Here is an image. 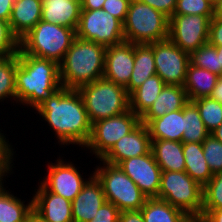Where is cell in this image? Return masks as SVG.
I'll return each mask as SVG.
<instances>
[{"label":"cell","mask_w":222,"mask_h":222,"mask_svg":"<svg viewBox=\"0 0 222 222\" xmlns=\"http://www.w3.org/2000/svg\"><path fill=\"white\" fill-rule=\"evenodd\" d=\"M57 136L61 145L76 144L84 148L91 134L84 101L77 89L60 87L36 109Z\"/></svg>","instance_id":"6da1fadb"},{"label":"cell","mask_w":222,"mask_h":222,"mask_svg":"<svg viewBox=\"0 0 222 222\" xmlns=\"http://www.w3.org/2000/svg\"><path fill=\"white\" fill-rule=\"evenodd\" d=\"M15 72L16 104L36 109L61 85L59 64L46 58L17 53Z\"/></svg>","instance_id":"7a4b0ae2"},{"label":"cell","mask_w":222,"mask_h":222,"mask_svg":"<svg viewBox=\"0 0 222 222\" xmlns=\"http://www.w3.org/2000/svg\"><path fill=\"white\" fill-rule=\"evenodd\" d=\"M106 48L76 36L59 64L62 87L78 89L102 78Z\"/></svg>","instance_id":"3957f363"},{"label":"cell","mask_w":222,"mask_h":222,"mask_svg":"<svg viewBox=\"0 0 222 222\" xmlns=\"http://www.w3.org/2000/svg\"><path fill=\"white\" fill-rule=\"evenodd\" d=\"M75 37V29L41 20L19 40V49L60 64Z\"/></svg>","instance_id":"277c9868"},{"label":"cell","mask_w":222,"mask_h":222,"mask_svg":"<svg viewBox=\"0 0 222 222\" xmlns=\"http://www.w3.org/2000/svg\"><path fill=\"white\" fill-rule=\"evenodd\" d=\"M84 101L89 121L92 123L120 115L129 108L126 88L104 77L77 89Z\"/></svg>","instance_id":"5b68a950"},{"label":"cell","mask_w":222,"mask_h":222,"mask_svg":"<svg viewBox=\"0 0 222 222\" xmlns=\"http://www.w3.org/2000/svg\"><path fill=\"white\" fill-rule=\"evenodd\" d=\"M123 32L125 41L133 44L163 41L169 37V18L139 0H131Z\"/></svg>","instance_id":"8992f818"},{"label":"cell","mask_w":222,"mask_h":222,"mask_svg":"<svg viewBox=\"0 0 222 222\" xmlns=\"http://www.w3.org/2000/svg\"><path fill=\"white\" fill-rule=\"evenodd\" d=\"M102 162L92 171L101 182L107 202L120 211L140 210L147 199L135 182L118 165Z\"/></svg>","instance_id":"52a82bcc"},{"label":"cell","mask_w":222,"mask_h":222,"mask_svg":"<svg viewBox=\"0 0 222 222\" xmlns=\"http://www.w3.org/2000/svg\"><path fill=\"white\" fill-rule=\"evenodd\" d=\"M158 199L170 203L187 216L202 215L203 187L185 171H162Z\"/></svg>","instance_id":"ba28073f"},{"label":"cell","mask_w":222,"mask_h":222,"mask_svg":"<svg viewBox=\"0 0 222 222\" xmlns=\"http://www.w3.org/2000/svg\"><path fill=\"white\" fill-rule=\"evenodd\" d=\"M140 122V117L130 109L120 115L98 120L92 123L91 134L84 147L90 149L98 160L102 159L117 141Z\"/></svg>","instance_id":"9c48e42d"},{"label":"cell","mask_w":222,"mask_h":222,"mask_svg":"<svg viewBox=\"0 0 222 222\" xmlns=\"http://www.w3.org/2000/svg\"><path fill=\"white\" fill-rule=\"evenodd\" d=\"M76 36L105 47L125 41L123 23L103 9L81 10Z\"/></svg>","instance_id":"30bf717a"},{"label":"cell","mask_w":222,"mask_h":222,"mask_svg":"<svg viewBox=\"0 0 222 222\" xmlns=\"http://www.w3.org/2000/svg\"><path fill=\"white\" fill-rule=\"evenodd\" d=\"M214 16L172 15L169 18V39L188 54L208 43L210 20Z\"/></svg>","instance_id":"8fae6325"},{"label":"cell","mask_w":222,"mask_h":222,"mask_svg":"<svg viewBox=\"0 0 222 222\" xmlns=\"http://www.w3.org/2000/svg\"><path fill=\"white\" fill-rule=\"evenodd\" d=\"M156 74L166 85L183 86L190 54L177 47L169 38L153 42Z\"/></svg>","instance_id":"7c38bea8"},{"label":"cell","mask_w":222,"mask_h":222,"mask_svg":"<svg viewBox=\"0 0 222 222\" xmlns=\"http://www.w3.org/2000/svg\"><path fill=\"white\" fill-rule=\"evenodd\" d=\"M65 162L58 157L56 163H48L47 176L40 183L49 192L72 202L88 180L82 178L80 171L72 162Z\"/></svg>","instance_id":"4fadbf2b"},{"label":"cell","mask_w":222,"mask_h":222,"mask_svg":"<svg viewBox=\"0 0 222 222\" xmlns=\"http://www.w3.org/2000/svg\"><path fill=\"white\" fill-rule=\"evenodd\" d=\"M118 166L140 188L147 198H158L161 168L152 151L148 154L121 161Z\"/></svg>","instance_id":"5bb4252c"},{"label":"cell","mask_w":222,"mask_h":222,"mask_svg":"<svg viewBox=\"0 0 222 222\" xmlns=\"http://www.w3.org/2000/svg\"><path fill=\"white\" fill-rule=\"evenodd\" d=\"M133 66V43L123 41L106 48L103 73L105 79L126 88L133 72Z\"/></svg>","instance_id":"9a60e30c"},{"label":"cell","mask_w":222,"mask_h":222,"mask_svg":"<svg viewBox=\"0 0 222 222\" xmlns=\"http://www.w3.org/2000/svg\"><path fill=\"white\" fill-rule=\"evenodd\" d=\"M151 151V138L146 124L139 123L129 134L123 136L101 159L118 165L121 161L148 154Z\"/></svg>","instance_id":"2e32d148"},{"label":"cell","mask_w":222,"mask_h":222,"mask_svg":"<svg viewBox=\"0 0 222 222\" xmlns=\"http://www.w3.org/2000/svg\"><path fill=\"white\" fill-rule=\"evenodd\" d=\"M39 184L32 198L33 213L44 222H73L71 201Z\"/></svg>","instance_id":"e0dca14e"},{"label":"cell","mask_w":222,"mask_h":222,"mask_svg":"<svg viewBox=\"0 0 222 222\" xmlns=\"http://www.w3.org/2000/svg\"><path fill=\"white\" fill-rule=\"evenodd\" d=\"M106 201L101 182L94 173L90 174L83 189L71 202L73 222L91 221Z\"/></svg>","instance_id":"ac0fdd59"},{"label":"cell","mask_w":222,"mask_h":222,"mask_svg":"<svg viewBox=\"0 0 222 222\" xmlns=\"http://www.w3.org/2000/svg\"><path fill=\"white\" fill-rule=\"evenodd\" d=\"M189 102L186 90L181 85H165L154 103L140 117L143 124H148L151 120L162 117L168 112L183 109Z\"/></svg>","instance_id":"d6986e66"},{"label":"cell","mask_w":222,"mask_h":222,"mask_svg":"<svg viewBox=\"0 0 222 222\" xmlns=\"http://www.w3.org/2000/svg\"><path fill=\"white\" fill-rule=\"evenodd\" d=\"M81 0H42L41 20L77 30Z\"/></svg>","instance_id":"ffe728a7"},{"label":"cell","mask_w":222,"mask_h":222,"mask_svg":"<svg viewBox=\"0 0 222 222\" xmlns=\"http://www.w3.org/2000/svg\"><path fill=\"white\" fill-rule=\"evenodd\" d=\"M42 18V0H15L9 19L12 33L20 40Z\"/></svg>","instance_id":"44dd1931"},{"label":"cell","mask_w":222,"mask_h":222,"mask_svg":"<svg viewBox=\"0 0 222 222\" xmlns=\"http://www.w3.org/2000/svg\"><path fill=\"white\" fill-rule=\"evenodd\" d=\"M151 151L161 171H185L183 142L151 139Z\"/></svg>","instance_id":"7402d4cb"},{"label":"cell","mask_w":222,"mask_h":222,"mask_svg":"<svg viewBox=\"0 0 222 222\" xmlns=\"http://www.w3.org/2000/svg\"><path fill=\"white\" fill-rule=\"evenodd\" d=\"M146 126L151 139L182 142L184 107L177 111L168 112L160 118L153 119Z\"/></svg>","instance_id":"603a6c76"},{"label":"cell","mask_w":222,"mask_h":222,"mask_svg":"<svg viewBox=\"0 0 222 222\" xmlns=\"http://www.w3.org/2000/svg\"><path fill=\"white\" fill-rule=\"evenodd\" d=\"M155 74L153 43L134 44V66L131 78L126 87L127 93L130 94L142 85L146 79Z\"/></svg>","instance_id":"cb8c5ba5"},{"label":"cell","mask_w":222,"mask_h":222,"mask_svg":"<svg viewBox=\"0 0 222 222\" xmlns=\"http://www.w3.org/2000/svg\"><path fill=\"white\" fill-rule=\"evenodd\" d=\"M218 78L219 75L190 63L183 84L188 100L193 101L200 97H209L216 86Z\"/></svg>","instance_id":"d4e9b609"},{"label":"cell","mask_w":222,"mask_h":222,"mask_svg":"<svg viewBox=\"0 0 222 222\" xmlns=\"http://www.w3.org/2000/svg\"><path fill=\"white\" fill-rule=\"evenodd\" d=\"M166 84L157 74L146 79L129 94V108L141 117L154 103Z\"/></svg>","instance_id":"484cf974"},{"label":"cell","mask_w":222,"mask_h":222,"mask_svg":"<svg viewBox=\"0 0 222 222\" xmlns=\"http://www.w3.org/2000/svg\"><path fill=\"white\" fill-rule=\"evenodd\" d=\"M185 172L204 187L213 177L203 155L202 143H183Z\"/></svg>","instance_id":"4316f807"},{"label":"cell","mask_w":222,"mask_h":222,"mask_svg":"<svg viewBox=\"0 0 222 222\" xmlns=\"http://www.w3.org/2000/svg\"><path fill=\"white\" fill-rule=\"evenodd\" d=\"M0 185V222H26L33 213V200H22Z\"/></svg>","instance_id":"83f0119b"},{"label":"cell","mask_w":222,"mask_h":222,"mask_svg":"<svg viewBox=\"0 0 222 222\" xmlns=\"http://www.w3.org/2000/svg\"><path fill=\"white\" fill-rule=\"evenodd\" d=\"M140 211L144 222H183L187 217L183 211L158 198H147Z\"/></svg>","instance_id":"f1b7e54d"},{"label":"cell","mask_w":222,"mask_h":222,"mask_svg":"<svg viewBox=\"0 0 222 222\" xmlns=\"http://www.w3.org/2000/svg\"><path fill=\"white\" fill-rule=\"evenodd\" d=\"M183 130V143H202L210 135V132L206 129L204 122L200 117V112L197 106L192 101H189L184 106Z\"/></svg>","instance_id":"f546056e"},{"label":"cell","mask_w":222,"mask_h":222,"mask_svg":"<svg viewBox=\"0 0 222 222\" xmlns=\"http://www.w3.org/2000/svg\"><path fill=\"white\" fill-rule=\"evenodd\" d=\"M17 63V54L0 57V102L7 98L16 102L15 72Z\"/></svg>","instance_id":"4dcf8cb0"},{"label":"cell","mask_w":222,"mask_h":222,"mask_svg":"<svg viewBox=\"0 0 222 222\" xmlns=\"http://www.w3.org/2000/svg\"><path fill=\"white\" fill-rule=\"evenodd\" d=\"M200 112L206 129L211 133L222 124V103L209 97H200L192 101Z\"/></svg>","instance_id":"1f68e13d"},{"label":"cell","mask_w":222,"mask_h":222,"mask_svg":"<svg viewBox=\"0 0 222 222\" xmlns=\"http://www.w3.org/2000/svg\"><path fill=\"white\" fill-rule=\"evenodd\" d=\"M190 63L219 75V56L216 47L209 43L190 54Z\"/></svg>","instance_id":"d6a6232c"},{"label":"cell","mask_w":222,"mask_h":222,"mask_svg":"<svg viewBox=\"0 0 222 222\" xmlns=\"http://www.w3.org/2000/svg\"><path fill=\"white\" fill-rule=\"evenodd\" d=\"M222 208V172L214 174L203 187V209L216 210Z\"/></svg>","instance_id":"836d02e7"},{"label":"cell","mask_w":222,"mask_h":222,"mask_svg":"<svg viewBox=\"0 0 222 222\" xmlns=\"http://www.w3.org/2000/svg\"><path fill=\"white\" fill-rule=\"evenodd\" d=\"M203 155L212 174L222 172V143L210 134L203 142Z\"/></svg>","instance_id":"e575fe53"},{"label":"cell","mask_w":222,"mask_h":222,"mask_svg":"<svg viewBox=\"0 0 222 222\" xmlns=\"http://www.w3.org/2000/svg\"><path fill=\"white\" fill-rule=\"evenodd\" d=\"M214 8L209 0H177L173 15L214 16Z\"/></svg>","instance_id":"d590c367"},{"label":"cell","mask_w":222,"mask_h":222,"mask_svg":"<svg viewBox=\"0 0 222 222\" xmlns=\"http://www.w3.org/2000/svg\"><path fill=\"white\" fill-rule=\"evenodd\" d=\"M19 51V39L12 33L7 21L0 19V57L15 55Z\"/></svg>","instance_id":"8d00e7d4"},{"label":"cell","mask_w":222,"mask_h":222,"mask_svg":"<svg viewBox=\"0 0 222 222\" xmlns=\"http://www.w3.org/2000/svg\"><path fill=\"white\" fill-rule=\"evenodd\" d=\"M6 139V136L0 131V185L4 184L3 178L9 173H13L11 164L13 162L14 149H12L11 143Z\"/></svg>","instance_id":"74e56055"},{"label":"cell","mask_w":222,"mask_h":222,"mask_svg":"<svg viewBox=\"0 0 222 222\" xmlns=\"http://www.w3.org/2000/svg\"><path fill=\"white\" fill-rule=\"evenodd\" d=\"M130 3L131 0H106L102 9L124 23Z\"/></svg>","instance_id":"f35d334b"},{"label":"cell","mask_w":222,"mask_h":222,"mask_svg":"<svg viewBox=\"0 0 222 222\" xmlns=\"http://www.w3.org/2000/svg\"><path fill=\"white\" fill-rule=\"evenodd\" d=\"M120 210L111 202H105L89 222H119Z\"/></svg>","instance_id":"ab89813d"},{"label":"cell","mask_w":222,"mask_h":222,"mask_svg":"<svg viewBox=\"0 0 222 222\" xmlns=\"http://www.w3.org/2000/svg\"><path fill=\"white\" fill-rule=\"evenodd\" d=\"M170 18L175 11L177 0H139Z\"/></svg>","instance_id":"60d3db41"},{"label":"cell","mask_w":222,"mask_h":222,"mask_svg":"<svg viewBox=\"0 0 222 222\" xmlns=\"http://www.w3.org/2000/svg\"><path fill=\"white\" fill-rule=\"evenodd\" d=\"M208 43L212 46L222 45V18L215 15L210 20Z\"/></svg>","instance_id":"b9f144b4"},{"label":"cell","mask_w":222,"mask_h":222,"mask_svg":"<svg viewBox=\"0 0 222 222\" xmlns=\"http://www.w3.org/2000/svg\"><path fill=\"white\" fill-rule=\"evenodd\" d=\"M119 222H144L143 214L140 210L121 211Z\"/></svg>","instance_id":"7bdbcfd3"},{"label":"cell","mask_w":222,"mask_h":222,"mask_svg":"<svg viewBox=\"0 0 222 222\" xmlns=\"http://www.w3.org/2000/svg\"><path fill=\"white\" fill-rule=\"evenodd\" d=\"M15 0H0V19L9 22Z\"/></svg>","instance_id":"ee69618b"},{"label":"cell","mask_w":222,"mask_h":222,"mask_svg":"<svg viewBox=\"0 0 222 222\" xmlns=\"http://www.w3.org/2000/svg\"><path fill=\"white\" fill-rule=\"evenodd\" d=\"M202 216L207 222H222V208L216 210H202Z\"/></svg>","instance_id":"f6af8a7d"},{"label":"cell","mask_w":222,"mask_h":222,"mask_svg":"<svg viewBox=\"0 0 222 222\" xmlns=\"http://www.w3.org/2000/svg\"><path fill=\"white\" fill-rule=\"evenodd\" d=\"M106 0H81V10H100Z\"/></svg>","instance_id":"bcb514c9"},{"label":"cell","mask_w":222,"mask_h":222,"mask_svg":"<svg viewBox=\"0 0 222 222\" xmlns=\"http://www.w3.org/2000/svg\"><path fill=\"white\" fill-rule=\"evenodd\" d=\"M210 97L222 103V76H219L216 86L213 88V92Z\"/></svg>","instance_id":"7dc6e473"},{"label":"cell","mask_w":222,"mask_h":222,"mask_svg":"<svg viewBox=\"0 0 222 222\" xmlns=\"http://www.w3.org/2000/svg\"><path fill=\"white\" fill-rule=\"evenodd\" d=\"M183 222H207L206 219L202 216H187Z\"/></svg>","instance_id":"c3c4849f"},{"label":"cell","mask_w":222,"mask_h":222,"mask_svg":"<svg viewBox=\"0 0 222 222\" xmlns=\"http://www.w3.org/2000/svg\"><path fill=\"white\" fill-rule=\"evenodd\" d=\"M210 134H212L218 141L222 143V124L214 129Z\"/></svg>","instance_id":"681fc988"},{"label":"cell","mask_w":222,"mask_h":222,"mask_svg":"<svg viewBox=\"0 0 222 222\" xmlns=\"http://www.w3.org/2000/svg\"><path fill=\"white\" fill-rule=\"evenodd\" d=\"M219 56V76H222V45L215 46Z\"/></svg>","instance_id":"f907efd6"},{"label":"cell","mask_w":222,"mask_h":222,"mask_svg":"<svg viewBox=\"0 0 222 222\" xmlns=\"http://www.w3.org/2000/svg\"><path fill=\"white\" fill-rule=\"evenodd\" d=\"M214 15L216 17L222 18V0L215 5Z\"/></svg>","instance_id":"816d5d0a"},{"label":"cell","mask_w":222,"mask_h":222,"mask_svg":"<svg viewBox=\"0 0 222 222\" xmlns=\"http://www.w3.org/2000/svg\"><path fill=\"white\" fill-rule=\"evenodd\" d=\"M26 222H44L41 218H39L35 213H32Z\"/></svg>","instance_id":"f5cc1de1"},{"label":"cell","mask_w":222,"mask_h":222,"mask_svg":"<svg viewBox=\"0 0 222 222\" xmlns=\"http://www.w3.org/2000/svg\"><path fill=\"white\" fill-rule=\"evenodd\" d=\"M221 0H214V6L219 3Z\"/></svg>","instance_id":"db71d44e"}]
</instances>
